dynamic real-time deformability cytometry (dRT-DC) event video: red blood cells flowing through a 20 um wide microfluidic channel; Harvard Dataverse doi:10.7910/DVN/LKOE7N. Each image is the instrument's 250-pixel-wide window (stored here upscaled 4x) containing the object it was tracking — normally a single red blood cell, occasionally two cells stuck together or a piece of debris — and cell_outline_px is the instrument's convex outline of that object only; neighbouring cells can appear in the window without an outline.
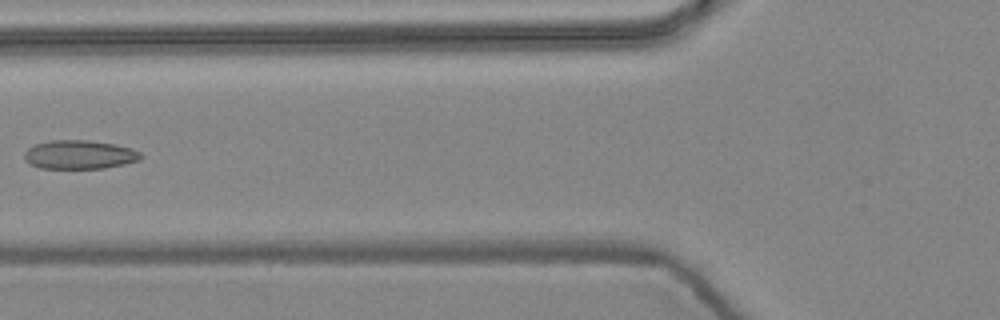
{"species": "common noctule bat (a hibernating species)", "species_latin": "Nyctalus noctula", "temperature_condition": "warm", "stored_images_in_passage": 6, "camera_frame_rate_fps": 3000, "um_per_image_px": 0.085, "animal": {"sex": "female", "body_mass_g": 24.6, "forearm_length_mm": 56.2}, "frame": {"image": 1, "passage_image": 6, "time_ms": 1.667, "image_size_px": [1000, 320], "cell_outline_px": [[144, 156], [140, 160], [124, 164], [104, 168], [40, 168], [28, 164], [24, 160], [24, 152], [28, 148], [36, 144], [48, 140], [88, 140], [116, 144], [132, 148], [140, 152]], "centroid_in_image_um": [6.75, 13.14], "position_along_channel_um": 119.0, "area_um2": 19.77}}